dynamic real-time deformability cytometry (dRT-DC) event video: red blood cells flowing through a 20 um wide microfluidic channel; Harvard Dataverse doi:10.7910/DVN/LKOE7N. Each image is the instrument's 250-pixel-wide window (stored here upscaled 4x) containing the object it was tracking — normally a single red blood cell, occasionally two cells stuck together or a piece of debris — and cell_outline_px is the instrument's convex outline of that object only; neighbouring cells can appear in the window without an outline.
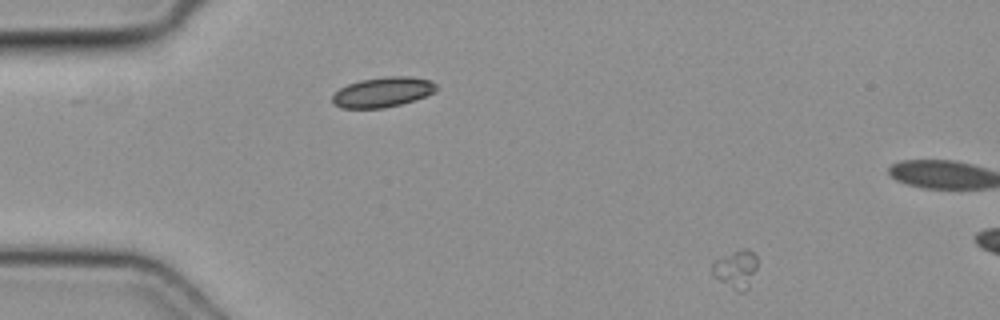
{"species": "common noctule bat (a hibernating species)", "species_latin": "Nyctalus noctula", "temperature_condition": "cold", "stored_images_in_passage": 5, "camera_frame_rate_fps": 3000, "um_per_image_px": 0.085, "animal": {"sex": "female", "body_mass_g": 19.3, "forearm_length_mm": 54.1}, "frame": {"image": 1, "passage_image": 1, "time_ms": 0.0, "image_size_px": [1000, 320], "cell_outline_px": [[756, 268], [748, 288], [744, 292], [736, 292], [716, 280], [712, 276], [712, 264], [716, 260], [740, 248], [748, 248], [756, 256]], "centroid_in_image_um": [62.52, 22.91], "position_along_channel_um": 22.5, "area_um2": 10.17}}